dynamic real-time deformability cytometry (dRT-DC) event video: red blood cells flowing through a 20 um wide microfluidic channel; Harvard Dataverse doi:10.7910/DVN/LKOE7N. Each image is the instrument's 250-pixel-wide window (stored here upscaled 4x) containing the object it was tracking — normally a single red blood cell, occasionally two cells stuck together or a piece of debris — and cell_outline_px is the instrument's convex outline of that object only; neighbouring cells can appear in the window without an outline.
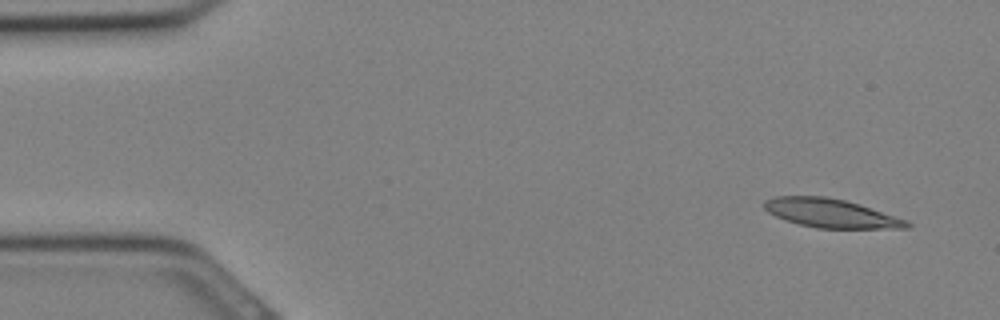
{"species": "Egyptian fruit bat (a non-hibernating species)", "species_latin": "Rousettus aegyptiacus", "temperature_condition": "cold", "stored_images_in_passage": 10, "camera_frame_rate_fps": 3000, "um_per_image_px": 0.085, "animal": {"sex": "female"}, "frame": {"image": 1, "passage_image": 1, "time_ms": 0.0, "image_size_px": [1000, 320], "cell_outline_px": [[912, 224], [908, 228], [816, 228], [784, 220], [768, 212], [764, 208], [764, 200], [772, 196], [824, 196], [844, 200], [860, 204], [908, 220]], "centroid_in_image_um": [70.62, 18.12], "position_along_channel_um": 14.4, "area_um2": 23.93}}
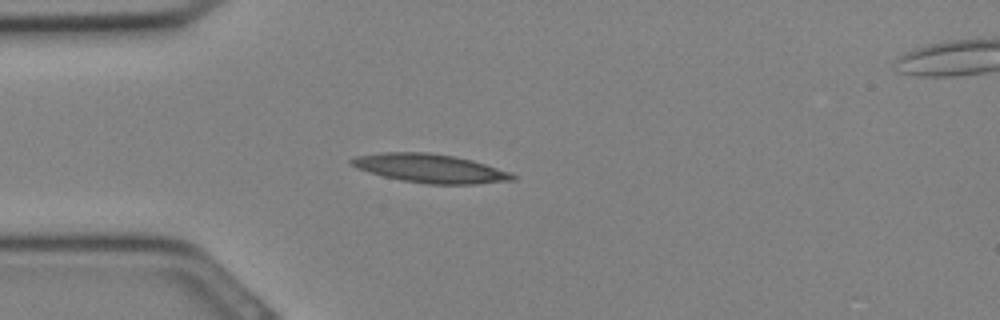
{"frame": {"image": 2, "passage_image": 7, "time_ms": 2.0, "image_size_px": [1000, 320], "cell_outline_px": [[516, 180], [476, 184], [428, 184], [400, 180], [368, 172], [356, 168], [348, 160], [356, 156], [384, 152], [428, 152], [452, 156], [472, 160], [508, 172], [516, 176]], "centroid_in_image_um": [36.53, 14.31], "position_along_channel_um": 48.5, "area_um2": 26.76}}
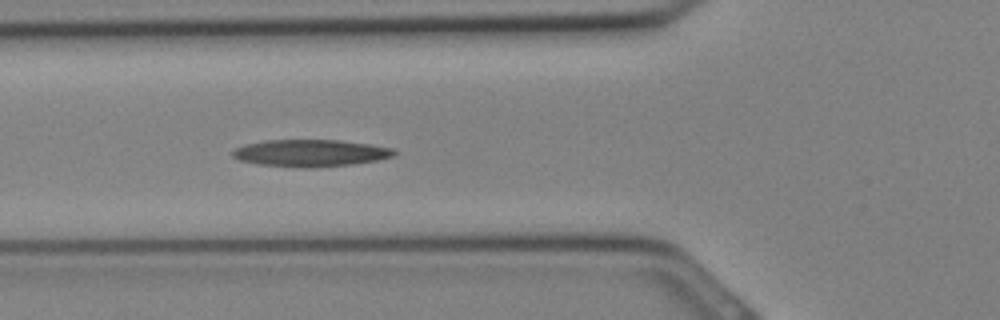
{"frame": {"image": 3, "passage_image": 10, "time_ms": 3.0, "image_size_px": [1000, 320], "cell_outline_px": [[396, 156], [376, 160], [352, 164], [312, 168], [304, 168], [256, 164], [240, 160], [232, 156], [232, 152], [236, 148], [244, 144], [264, 140], [340, 140], [372, 144], [392, 148], [396, 152]], "centroid_in_image_um": [26.39, 13.01], "position_along_channel_um": 99.4, "area_um2": 25.61}}